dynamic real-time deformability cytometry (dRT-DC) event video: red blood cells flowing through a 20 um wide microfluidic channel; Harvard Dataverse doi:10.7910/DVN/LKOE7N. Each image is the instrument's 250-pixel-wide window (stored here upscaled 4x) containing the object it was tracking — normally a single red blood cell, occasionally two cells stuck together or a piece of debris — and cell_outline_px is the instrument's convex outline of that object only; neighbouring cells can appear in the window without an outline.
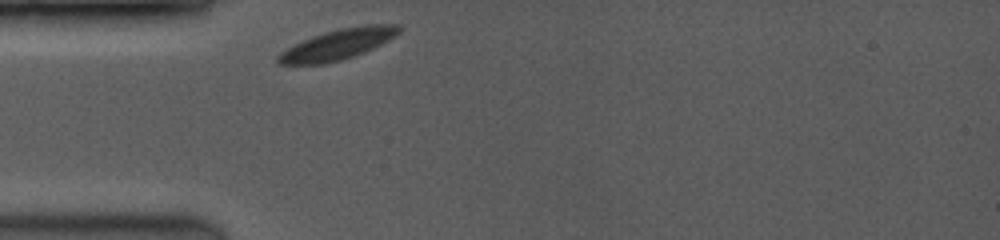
{"species": "common noctule bat (a hibernating species)", "species_latin": "Nyctalus noctula", "temperature_condition": "room temperature", "stored_images_in_passage": 34, "camera_frame_rate_fps": 3500, "um_per_image_px": 0.085, "animal": {"sex": "female", "body_mass_g": 19.0, "forearm_length_mm": 53.3}, "frame": {"image": 1, "passage_image": 1, "time_ms": 0.0, "image_size_px": [1000, 240], "cell_outline_px": [[400, 32], [396, 36], [364, 52], [340, 60], [324, 64], [276, 64], [276, 56], [280, 52], [312, 36], [324, 32], [340, 28], [368, 24], [400, 24]], "centroid_in_image_um": [28.72, 3.76], "position_along_channel_um": 56.3, "area_um2": 21.27}}
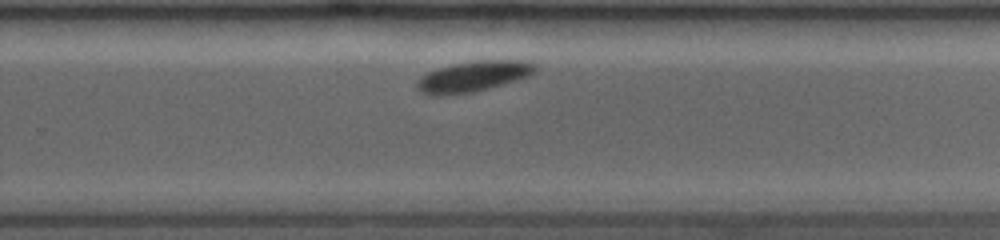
{"frame": {"image": 2, "passage_image": 23, "time_ms": 6.286, "image_size_px": [1000, 240], "cell_outline_px": [[536, 72], [528, 76], [516, 80], [488, 88], [472, 92], [436, 96], [432, 96], [420, 92], [416, 88], [416, 80], [420, 76], [436, 68], [452, 64], [480, 60], [524, 60], [536, 64]], "centroid_in_image_um": [40.18, 6.49], "position_along_channel_um": 289.6, "area_um2": 21.21}}
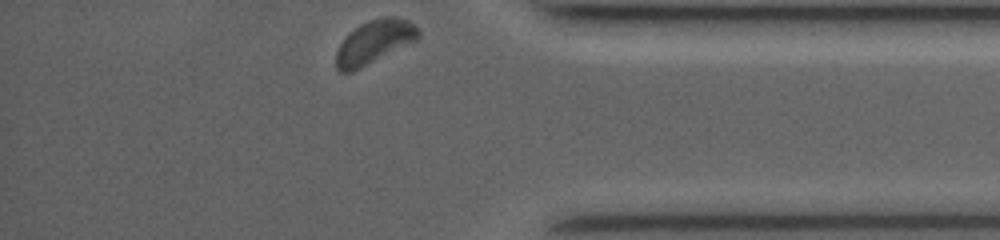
{"frame": {"image": 3, "passage_image": 34, "time_ms": 9.429, "image_size_px": [1000, 240], "cell_outline_px": [[420, 36], [416, 40], [360, 68], [348, 72], [340, 72], [336, 68], [336, 52], [340, 44], [360, 24], [368, 20], [388, 16], [396, 16], [408, 20], [420, 32]], "centroid_in_image_um": [31.82, 3.56], "position_along_channel_um": 403.4, "area_um2": 20.29}}